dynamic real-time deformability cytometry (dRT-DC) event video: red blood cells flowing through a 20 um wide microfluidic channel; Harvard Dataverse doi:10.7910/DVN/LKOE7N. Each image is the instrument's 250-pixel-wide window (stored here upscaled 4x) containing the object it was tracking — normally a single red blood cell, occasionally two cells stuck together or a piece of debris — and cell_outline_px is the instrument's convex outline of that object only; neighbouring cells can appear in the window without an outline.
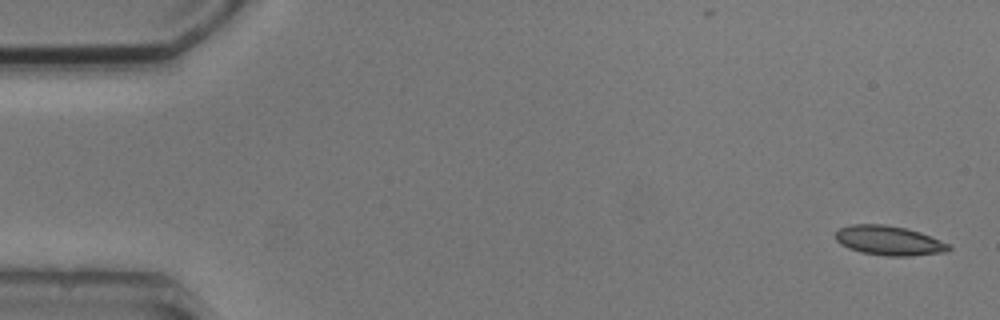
{"species": "common noctule bat (a hibernating species)", "species_latin": "Nyctalus noctula", "temperature_condition": "cold", "stored_images_in_passage": 2, "segment_of_instrument_passage": [2, 2], "camera_frame_rate_fps": 3000, "um_per_image_px": 0.085, "animal": {"sex": "male", "body_mass_g": 20.5, "forearm_length_mm": 52.5}, "frame": {"image": 1, "passage_image": 2, "time_ms": 2.333, "image_size_px": [1000, 320], "cell_outline_px": [[952, 248], [948, 252], [908, 256], [884, 256], [860, 252], [848, 248], [840, 244], [836, 240], [836, 232], [840, 228], [852, 224], [884, 224], [908, 228], [920, 232], [940, 240], [948, 244]], "centroid_in_image_um": [75.57, 20.45], "position_along_channel_um": 9.4, "area_um2": 19.59}}